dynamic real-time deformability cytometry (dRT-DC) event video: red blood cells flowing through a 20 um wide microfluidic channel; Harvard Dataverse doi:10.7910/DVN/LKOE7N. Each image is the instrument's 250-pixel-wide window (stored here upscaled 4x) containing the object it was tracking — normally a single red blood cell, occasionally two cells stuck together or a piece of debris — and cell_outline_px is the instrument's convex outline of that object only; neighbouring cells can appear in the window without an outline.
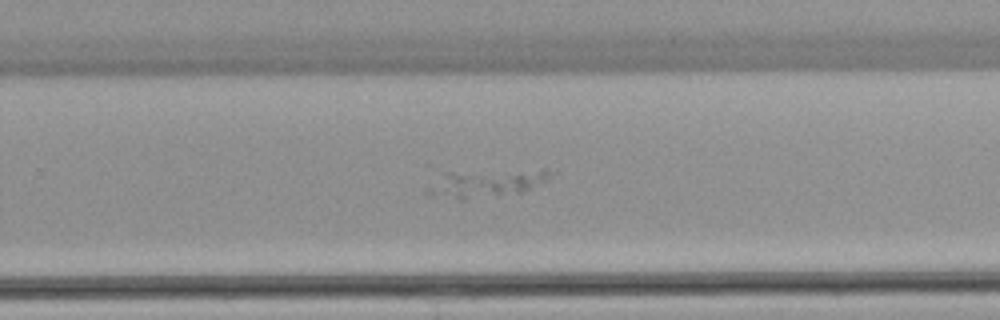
{"species": "common noctule bat (a hibernating species)", "species_latin": "Nyctalus noctula", "temperature_condition": "warm", "stored_images_in_passage": 32, "camera_frame_rate_fps": 3000, "um_per_image_px": 0.085, "animal": {"sex": "female", "body_mass_g": 22.7, "forearm_length_mm": 54.2}, "frame": {"image": 1, "passage_image": 18, "time_ms": 5.667, "image_size_px": [1000, 320], "cell_outline_px": [[556, 172], [548, 180], [532, 188], [520, 192], [464, 200], [460, 200], [448, 192], [444, 172], [544, 168], [548, 168]], "centroid_in_image_um": [42.02, 15.47], "position_along_channel_um": 287.8, "area_um2": 17.74}}
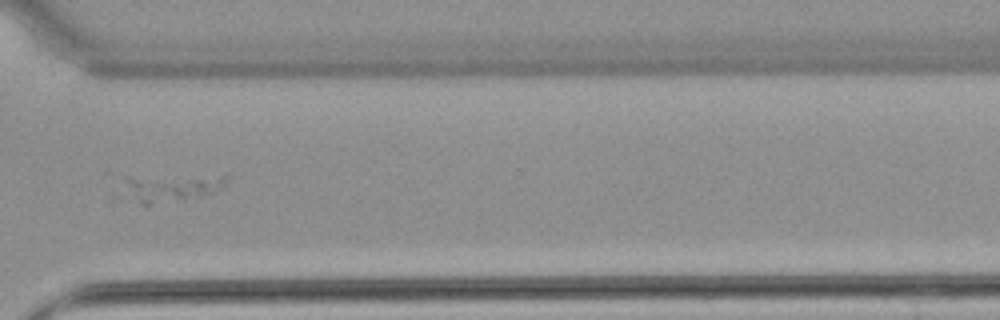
{"frame": {"image": 2, "passage_image": 23, "time_ms": 7.333, "image_size_px": [1000, 320], "cell_outline_px": [[224, 188], [204, 196], [180, 200], [148, 204], [140, 204], [132, 200], [124, 180], [124, 176], [224, 172]], "centroid_in_image_um": [14.68, 15.86], "position_along_channel_um": 355.9, "area_um2": 17.51}}
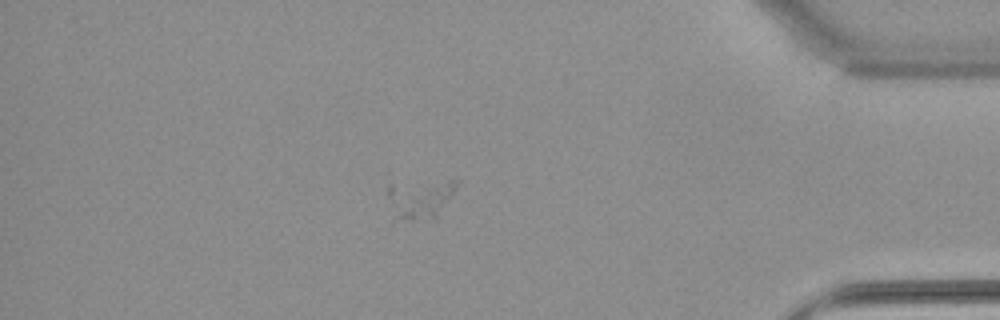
{"frame": {"image": 3, "passage_image": 29, "time_ms": 9.333, "image_size_px": [1000, 320], "cell_outline_px": [[460, 180], [456, 188], [436, 220], [392, 224], [388, 196], [388, 188], [392, 184], [448, 180]], "centroid_in_image_um": [35.64, 17.02], "position_along_channel_um": 399.6, "area_um2": 16.82}}